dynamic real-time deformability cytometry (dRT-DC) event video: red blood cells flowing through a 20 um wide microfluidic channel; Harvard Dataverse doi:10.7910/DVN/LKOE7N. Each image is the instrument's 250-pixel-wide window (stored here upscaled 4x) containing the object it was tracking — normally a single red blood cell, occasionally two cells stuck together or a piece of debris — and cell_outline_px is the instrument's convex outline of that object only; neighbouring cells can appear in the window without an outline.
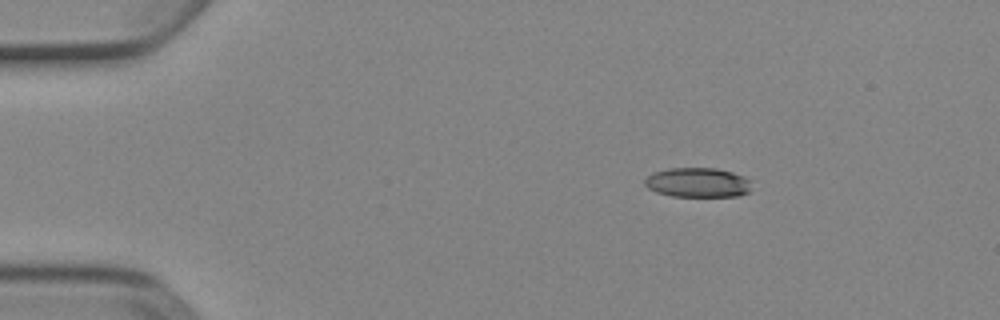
{"species": "Egyptian fruit bat (a non-hibernating species)", "species_latin": "Rousettus aegyptiacus", "temperature_condition": "cold", "stored_images_in_passage": 4, "camera_frame_rate_fps": 3000, "um_per_image_px": 0.085, "animal": {"sex": "female"}, "frame": {"image": 1, "passage_image": 2, "time_ms": 0.333, "image_size_px": [1000, 320], "cell_outline_px": [[752, 180], [748, 192], [736, 196], [672, 196], [656, 192], [648, 188], [644, 184], [644, 180], [652, 172], [668, 168], [716, 168], [732, 172], [744, 176]], "centroid_in_image_um": [59.3, 15.5], "position_along_channel_um": 25.7, "area_um2": 18.5}}